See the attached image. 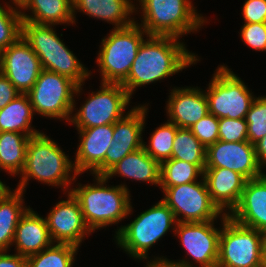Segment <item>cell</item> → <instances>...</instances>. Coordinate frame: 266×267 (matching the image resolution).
<instances>
[{
	"mask_svg": "<svg viewBox=\"0 0 266 267\" xmlns=\"http://www.w3.org/2000/svg\"><path fill=\"white\" fill-rule=\"evenodd\" d=\"M26 1L27 0H10L9 2L11 6H14L15 8L20 9L25 4ZM11 2L13 3V5Z\"/></svg>",
	"mask_w": 266,
	"mask_h": 267,
	"instance_id": "cell-46",
	"label": "cell"
},
{
	"mask_svg": "<svg viewBox=\"0 0 266 267\" xmlns=\"http://www.w3.org/2000/svg\"><path fill=\"white\" fill-rule=\"evenodd\" d=\"M0 267H26V257L0 251Z\"/></svg>",
	"mask_w": 266,
	"mask_h": 267,
	"instance_id": "cell-41",
	"label": "cell"
},
{
	"mask_svg": "<svg viewBox=\"0 0 266 267\" xmlns=\"http://www.w3.org/2000/svg\"><path fill=\"white\" fill-rule=\"evenodd\" d=\"M100 89L89 93L79 110L71 114L69 124L76 129H85L107 124H114L126 114L131 97L121 84L100 83ZM125 110V111H124Z\"/></svg>",
	"mask_w": 266,
	"mask_h": 267,
	"instance_id": "cell-11",
	"label": "cell"
},
{
	"mask_svg": "<svg viewBox=\"0 0 266 267\" xmlns=\"http://www.w3.org/2000/svg\"><path fill=\"white\" fill-rule=\"evenodd\" d=\"M141 147L110 146L106 152L105 160L91 173L93 175H105L115 164L129 153Z\"/></svg>",
	"mask_w": 266,
	"mask_h": 267,
	"instance_id": "cell-38",
	"label": "cell"
},
{
	"mask_svg": "<svg viewBox=\"0 0 266 267\" xmlns=\"http://www.w3.org/2000/svg\"><path fill=\"white\" fill-rule=\"evenodd\" d=\"M19 10L23 21L54 26L76 24L72 14V0H27ZM25 10H29L31 15L25 13Z\"/></svg>",
	"mask_w": 266,
	"mask_h": 267,
	"instance_id": "cell-24",
	"label": "cell"
},
{
	"mask_svg": "<svg viewBox=\"0 0 266 267\" xmlns=\"http://www.w3.org/2000/svg\"><path fill=\"white\" fill-rule=\"evenodd\" d=\"M200 178L199 181L161 188L164 194L161 200L173 211L177 223L215 221L225 217L212 201L204 177Z\"/></svg>",
	"mask_w": 266,
	"mask_h": 267,
	"instance_id": "cell-12",
	"label": "cell"
},
{
	"mask_svg": "<svg viewBox=\"0 0 266 267\" xmlns=\"http://www.w3.org/2000/svg\"><path fill=\"white\" fill-rule=\"evenodd\" d=\"M42 71L40 59L21 36L0 52V72L20 93H27Z\"/></svg>",
	"mask_w": 266,
	"mask_h": 267,
	"instance_id": "cell-16",
	"label": "cell"
},
{
	"mask_svg": "<svg viewBox=\"0 0 266 267\" xmlns=\"http://www.w3.org/2000/svg\"><path fill=\"white\" fill-rule=\"evenodd\" d=\"M0 3V52L14 44L22 36L20 10L5 2Z\"/></svg>",
	"mask_w": 266,
	"mask_h": 267,
	"instance_id": "cell-33",
	"label": "cell"
},
{
	"mask_svg": "<svg viewBox=\"0 0 266 267\" xmlns=\"http://www.w3.org/2000/svg\"><path fill=\"white\" fill-rule=\"evenodd\" d=\"M148 105H136L126 115L113 124L111 146L143 147V129L145 128Z\"/></svg>",
	"mask_w": 266,
	"mask_h": 267,
	"instance_id": "cell-27",
	"label": "cell"
},
{
	"mask_svg": "<svg viewBox=\"0 0 266 267\" xmlns=\"http://www.w3.org/2000/svg\"><path fill=\"white\" fill-rule=\"evenodd\" d=\"M247 86L228 66L218 65L207 89L204 90L209 113L219 119H245L255 99Z\"/></svg>",
	"mask_w": 266,
	"mask_h": 267,
	"instance_id": "cell-10",
	"label": "cell"
},
{
	"mask_svg": "<svg viewBox=\"0 0 266 267\" xmlns=\"http://www.w3.org/2000/svg\"><path fill=\"white\" fill-rule=\"evenodd\" d=\"M10 189L11 188L9 186H6V184L4 183V181L2 182L0 180V200L3 199L9 192L12 191Z\"/></svg>",
	"mask_w": 266,
	"mask_h": 267,
	"instance_id": "cell-44",
	"label": "cell"
},
{
	"mask_svg": "<svg viewBox=\"0 0 266 267\" xmlns=\"http://www.w3.org/2000/svg\"><path fill=\"white\" fill-rule=\"evenodd\" d=\"M254 146L258 163L264 168L266 166V135L256 142Z\"/></svg>",
	"mask_w": 266,
	"mask_h": 267,
	"instance_id": "cell-42",
	"label": "cell"
},
{
	"mask_svg": "<svg viewBox=\"0 0 266 267\" xmlns=\"http://www.w3.org/2000/svg\"><path fill=\"white\" fill-rule=\"evenodd\" d=\"M93 184L78 183L70 192L78 200L87 227L95 230L118 224L133 212L127 185L107 186L105 175H94ZM83 185V186H82Z\"/></svg>",
	"mask_w": 266,
	"mask_h": 267,
	"instance_id": "cell-3",
	"label": "cell"
},
{
	"mask_svg": "<svg viewBox=\"0 0 266 267\" xmlns=\"http://www.w3.org/2000/svg\"><path fill=\"white\" fill-rule=\"evenodd\" d=\"M20 92L15 86L0 72V110L12 101Z\"/></svg>",
	"mask_w": 266,
	"mask_h": 267,
	"instance_id": "cell-40",
	"label": "cell"
},
{
	"mask_svg": "<svg viewBox=\"0 0 266 267\" xmlns=\"http://www.w3.org/2000/svg\"><path fill=\"white\" fill-rule=\"evenodd\" d=\"M144 36L147 32L135 21L124 28H113L102 38L96 58L101 83L122 84L127 79Z\"/></svg>",
	"mask_w": 266,
	"mask_h": 267,
	"instance_id": "cell-7",
	"label": "cell"
},
{
	"mask_svg": "<svg viewBox=\"0 0 266 267\" xmlns=\"http://www.w3.org/2000/svg\"><path fill=\"white\" fill-rule=\"evenodd\" d=\"M79 175L75 171L73 161L61 150L57 142L40 132L31 136L28 141L25 166L19 174L20 180L15 189L26 192L25 188L33 178L42 184L61 187L63 192L66 191L64 194H67Z\"/></svg>",
	"mask_w": 266,
	"mask_h": 267,
	"instance_id": "cell-2",
	"label": "cell"
},
{
	"mask_svg": "<svg viewBox=\"0 0 266 267\" xmlns=\"http://www.w3.org/2000/svg\"><path fill=\"white\" fill-rule=\"evenodd\" d=\"M133 0H72V14L74 23L76 12L104 20L114 25L113 28H124L132 25L135 19L130 17L135 12ZM77 10V11H76Z\"/></svg>",
	"mask_w": 266,
	"mask_h": 267,
	"instance_id": "cell-22",
	"label": "cell"
},
{
	"mask_svg": "<svg viewBox=\"0 0 266 267\" xmlns=\"http://www.w3.org/2000/svg\"><path fill=\"white\" fill-rule=\"evenodd\" d=\"M217 267H262L264 233L221 218Z\"/></svg>",
	"mask_w": 266,
	"mask_h": 267,
	"instance_id": "cell-9",
	"label": "cell"
},
{
	"mask_svg": "<svg viewBox=\"0 0 266 267\" xmlns=\"http://www.w3.org/2000/svg\"><path fill=\"white\" fill-rule=\"evenodd\" d=\"M203 177L214 204L229 215L237 206L247 179L226 168H205Z\"/></svg>",
	"mask_w": 266,
	"mask_h": 267,
	"instance_id": "cell-20",
	"label": "cell"
},
{
	"mask_svg": "<svg viewBox=\"0 0 266 267\" xmlns=\"http://www.w3.org/2000/svg\"><path fill=\"white\" fill-rule=\"evenodd\" d=\"M137 2L140 7H135V12L142 11L140 18L142 20L138 24L148 36H173L180 39L188 33H196L208 22L205 16L198 14L190 0H137Z\"/></svg>",
	"mask_w": 266,
	"mask_h": 267,
	"instance_id": "cell-5",
	"label": "cell"
},
{
	"mask_svg": "<svg viewBox=\"0 0 266 267\" xmlns=\"http://www.w3.org/2000/svg\"><path fill=\"white\" fill-rule=\"evenodd\" d=\"M0 200V251H10L20 218L30 208L24 202V192L12 189Z\"/></svg>",
	"mask_w": 266,
	"mask_h": 267,
	"instance_id": "cell-26",
	"label": "cell"
},
{
	"mask_svg": "<svg viewBox=\"0 0 266 267\" xmlns=\"http://www.w3.org/2000/svg\"><path fill=\"white\" fill-rule=\"evenodd\" d=\"M247 136L251 144H255L266 135V95L255 96L246 114Z\"/></svg>",
	"mask_w": 266,
	"mask_h": 267,
	"instance_id": "cell-34",
	"label": "cell"
},
{
	"mask_svg": "<svg viewBox=\"0 0 266 267\" xmlns=\"http://www.w3.org/2000/svg\"><path fill=\"white\" fill-rule=\"evenodd\" d=\"M177 220L173 211L162 201L141 212L132 222L121 225L115 231V241L119 248L135 260L148 261V251L163 236L173 230Z\"/></svg>",
	"mask_w": 266,
	"mask_h": 267,
	"instance_id": "cell-6",
	"label": "cell"
},
{
	"mask_svg": "<svg viewBox=\"0 0 266 267\" xmlns=\"http://www.w3.org/2000/svg\"><path fill=\"white\" fill-rule=\"evenodd\" d=\"M220 233L221 228H216L214 221L177 223L174 235L194 262L190 258L166 260L181 267H197L195 263L199 267H217Z\"/></svg>",
	"mask_w": 266,
	"mask_h": 267,
	"instance_id": "cell-13",
	"label": "cell"
},
{
	"mask_svg": "<svg viewBox=\"0 0 266 267\" xmlns=\"http://www.w3.org/2000/svg\"><path fill=\"white\" fill-rule=\"evenodd\" d=\"M164 256L160 257H155L154 260L150 259V261L146 262L145 267H181L180 265H177L175 263H172L168 260L167 258H163Z\"/></svg>",
	"mask_w": 266,
	"mask_h": 267,
	"instance_id": "cell-43",
	"label": "cell"
},
{
	"mask_svg": "<svg viewBox=\"0 0 266 267\" xmlns=\"http://www.w3.org/2000/svg\"><path fill=\"white\" fill-rule=\"evenodd\" d=\"M54 25L22 21V37L40 59L42 69L66 76L77 85L90 79L91 70L59 38Z\"/></svg>",
	"mask_w": 266,
	"mask_h": 267,
	"instance_id": "cell-4",
	"label": "cell"
},
{
	"mask_svg": "<svg viewBox=\"0 0 266 267\" xmlns=\"http://www.w3.org/2000/svg\"><path fill=\"white\" fill-rule=\"evenodd\" d=\"M262 267H266V233H264L263 238Z\"/></svg>",
	"mask_w": 266,
	"mask_h": 267,
	"instance_id": "cell-45",
	"label": "cell"
},
{
	"mask_svg": "<svg viewBox=\"0 0 266 267\" xmlns=\"http://www.w3.org/2000/svg\"><path fill=\"white\" fill-rule=\"evenodd\" d=\"M207 148L189 128H178L172 147L171 158L196 164L202 171L206 166Z\"/></svg>",
	"mask_w": 266,
	"mask_h": 267,
	"instance_id": "cell-29",
	"label": "cell"
},
{
	"mask_svg": "<svg viewBox=\"0 0 266 267\" xmlns=\"http://www.w3.org/2000/svg\"><path fill=\"white\" fill-rule=\"evenodd\" d=\"M228 216L243 226L266 233V173L247 180L237 206Z\"/></svg>",
	"mask_w": 266,
	"mask_h": 267,
	"instance_id": "cell-18",
	"label": "cell"
},
{
	"mask_svg": "<svg viewBox=\"0 0 266 267\" xmlns=\"http://www.w3.org/2000/svg\"><path fill=\"white\" fill-rule=\"evenodd\" d=\"M177 130L178 127L168 120L164 124H161V126L159 125L150 134L149 145L147 142H143L145 152L160 164L169 160L172 155L173 141Z\"/></svg>",
	"mask_w": 266,
	"mask_h": 267,
	"instance_id": "cell-32",
	"label": "cell"
},
{
	"mask_svg": "<svg viewBox=\"0 0 266 267\" xmlns=\"http://www.w3.org/2000/svg\"><path fill=\"white\" fill-rule=\"evenodd\" d=\"M82 86L66 76L42 69L27 94L35 115L69 122L71 114L78 109L74 96H80Z\"/></svg>",
	"mask_w": 266,
	"mask_h": 267,
	"instance_id": "cell-8",
	"label": "cell"
},
{
	"mask_svg": "<svg viewBox=\"0 0 266 267\" xmlns=\"http://www.w3.org/2000/svg\"><path fill=\"white\" fill-rule=\"evenodd\" d=\"M30 137L18 132H0V169L2 171L13 177L23 171Z\"/></svg>",
	"mask_w": 266,
	"mask_h": 267,
	"instance_id": "cell-28",
	"label": "cell"
},
{
	"mask_svg": "<svg viewBox=\"0 0 266 267\" xmlns=\"http://www.w3.org/2000/svg\"><path fill=\"white\" fill-rule=\"evenodd\" d=\"M53 241L46 219L29 208L17 224L13 245L16 254L29 257L51 246Z\"/></svg>",
	"mask_w": 266,
	"mask_h": 267,
	"instance_id": "cell-21",
	"label": "cell"
},
{
	"mask_svg": "<svg viewBox=\"0 0 266 267\" xmlns=\"http://www.w3.org/2000/svg\"><path fill=\"white\" fill-rule=\"evenodd\" d=\"M60 200L45 217L53 243L70 244L79 248L92 232L85 224L78 200L71 192Z\"/></svg>",
	"mask_w": 266,
	"mask_h": 267,
	"instance_id": "cell-14",
	"label": "cell"
},
{
	"mask_svg": "<svg viewBox=\"0 0 266 267\" xmlns=\"http://www.w3.org/2000/svg\"><path fill=\"white\" fill-rule=\"evenodd\" d=\"M205 168H226L238 172L247 180L265 173L256 158L255 146L249 141L218 140L207 148Z\"/></svg>",
	"mask_w": 266,
	"mask_h": 267,
	"instance_id": "cell-15",
	"label": "cell"
},
{
	"mask_svg": "<svg viewBox=\"0 0 266 267\" xmlns=\"http://www.w3.org/2000/svg\"><path fill=\"white\" fill-rule=\"evenodd\" d=\"M218 128L219 118L211 113L206 114L197 123L189 127L191 132L206 148L219 140Z\"/></svg>",
	"mask_w": 266,
	"mask_h": 267,
	"instance_id": "cell-35",
	"label": "cell"
},
{
	"mask_svg": "<svg viewBox=\"0 0 266 267\" xmlns=\"http://www.w3.org/2000/svg\"><path fill=\"white\" fill-rule=\"evenodd\" d=\"M33 115L28 94H18L0 110V132H18L27 136L39 134L41 131L32 126Z\"/></svg>",
	"mask_w": 266,
	"mask_h": 267,
	"instance_id": "cell-25",
	"label": "cell"
},
{
	"mask_svg": "<svg viewBox=\"0 0 266 267\" xmlns=\"http://www.w3.org/2000/svg\"><path fill=\"white\" fill-rule=\"evenodd\" d=\"M219 140L224 142L248 141L247 122L245 119H219Z\"/></svg>",
	"mask_w": 266,
	"mask_h": 267,
	"instance_id": "cell-36",
	"label": "cell"
},
{
	"mask_svg": "<svg viewBox=\"0 0 266 267\" xmlns=\"http://www.w3.org/2000/svg\"><path fill=\"white\" fill-rule=\"evenodd\" d=\"M198 176H203V171L196 164L170 158L161 163L160 188L195 182Z\"/></svg>",
	"mask_w": 266,
	"mask_h": 267,
	"instance_id": "cell-31",
	"label": "cell"
},
{
	"mask_svg": "<svg viewBox=\"0 0 266 267\" xmlns=\"http://www.w3.org/2000/svg\"><path fill=\"white\" fill-rule=\"evenodd\" d=\"M240 37L245 45L256 51H266V23L243 24Z\"/></svg>",
	"mask_w": 266,
	"mask_h": 267,
	"instance_id": "cell-37",
	"label": "cell"
},
{
	"mask_svg": "<svg viewBox=\"0 0 266 267\" xmlns=\"http://www.w3.org/2000/svg\"><path fill=\"white\" fill-rule=\"evenodd\" d=\"M161 164L147 154L143 147L129 153L115 164L105 176L110 180L113 176L148 182L160 186ZM118 174V175H117Z\"/></svg>",
	"mask_w": 266,
	"mask_h": 267,
	"instance_id": "cell-23",
	"label": "cell"
},
{
	"mask_svg": "<svg viewBox=\"0 0 266 267\" xmlns=\"http://www.w3.org/2000/svg\"><path fill=\"white\" fill-rule=\"evenodd\" d=\"M242 15L244 24L266 23V0H245Z\"/></svg>",
	"mask_w": 266,
	"mask_h": 267,
	"instance_id": "cell-39",
	"label": "cell"
},
{
	"mask_svg": "<svg viewBox=\"0 0 266 267\" xmlns=\"http://www.w3.org/2000/svg\"><path fill=\"white\" fill-rule=\"evenodd\" d=\"M169 94L167 118L178 128H189L209 113L207 96L200 87H174Z\"/></svg>",
	"mask_w": 266,
	"mask_h": 267,
	"instance_id": "cell-17",
	"label": "cell"
},
{
	"mask_svg": "<svg viewBox=\"0 0 266 267\" xmlns=\"http://www.w3.org/2000/svg\"><path fill=\"white\" fill-rule=\"evenodd\" d=\"M79 248L53 243L41 252L26 258V267H72Z\"/></svg>",
	"mask_w": 266,
	"mask_h": 267,
	"instance_id": "cell-30",
	"label": "cell"
},
{
	"mask_svg": "<svg viewBox=\"0 0 266 267\" xmlns=\"http://www.w3.org/2000/svg\"><path fill=\"white\" fill-rule=\"evenodd\" d=\"M198 61V56L188 51L179 38L147 36L138 49L127 79L121 85L132 98L138 87L164 80Z\"/></svg>",
	"mask_w": 266,
	"mask_h": 267,
	"instance_id": "cell-1",
	"label": "cell"
},
{
	"mask_svg": "<svg viewBox=\"0 0 266 267\" xmlns=\"http://www.w3.org/2000/svg\"><path fill=\"white\" fill-rule=\"evenodd\" d=\"M79 145L73 162L77 174L91 173L105 160L107 150L112 144L113 124L85 129H77Z\"/></svg>",
	"mask_w": 266,
	"mask_h": 267,
	"instance_id": "cell-19",
	"label": "cell"
}]
</instances>
